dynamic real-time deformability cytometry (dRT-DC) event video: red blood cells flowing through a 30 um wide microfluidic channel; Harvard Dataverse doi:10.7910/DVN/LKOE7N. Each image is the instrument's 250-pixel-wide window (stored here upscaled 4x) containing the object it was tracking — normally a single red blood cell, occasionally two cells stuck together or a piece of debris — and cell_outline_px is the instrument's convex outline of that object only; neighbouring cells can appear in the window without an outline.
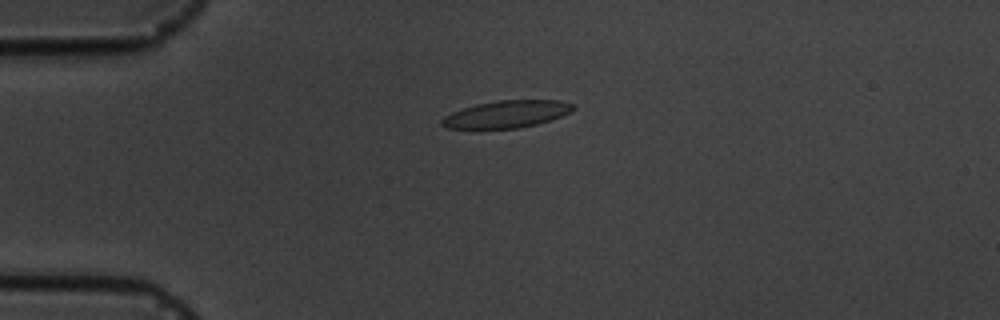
{"species": "common noctule bat (a hibernating species)", "species_latin": "Nyctalus noctula", "temperature_condition": "cold", "stored_images_in_passage": 4, "camera_frame_rate_fps": 3000, "um_per_image_px": 0.085, "animal": {"sex": "male", "body_mass_g": 19.5, "forearm_length_mm": 54.6}, "frame": {"image": 1, "passage_image": 3, "time_ms": 2.333, "image_size_px": [1000, 320], "cell_outline_px": [[576, 108], [572, 112], [536, 124], [516, 128], [448, 128], [440, 124], [440, 120], [444, 116], [452, 112], [476, 104], [496, 100], [560, 100], [576, 104]], "centroid_in_image_um": [43.09, 9.68], "position_along_channel_um": 41.9, "area_um2": 20.75}}